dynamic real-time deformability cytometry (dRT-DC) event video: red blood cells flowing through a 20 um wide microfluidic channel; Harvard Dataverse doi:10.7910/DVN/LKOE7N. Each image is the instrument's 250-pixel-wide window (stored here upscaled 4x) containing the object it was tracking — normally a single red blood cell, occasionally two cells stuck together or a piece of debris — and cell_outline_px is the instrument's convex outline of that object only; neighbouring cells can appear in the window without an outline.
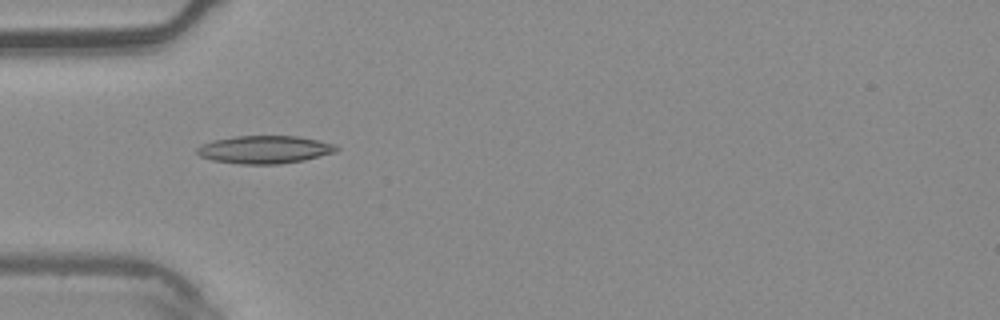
{"species": "common noctule bat (a hibernating species)", "species_latin": "Nyctalus noctula", "temperature_condition": "warm", "stored_images_in_passage": 6, "camera_frame_rate_fps": 3000, "um_per_image_px": 0.085, "animal": {"sex": "male", "body_mass_g": 20.4}, "frame": {"image": 1, "passage_image": 5, "time_ms": 1.333, "image_size_px": [1000, 320], "cell_outline_px": [[340, 148], [336, 152], [304, 160], [280, 164], [240, 164], [212, 160], [200, 156], [196, 152], [196, 148], [200, 144], [212, 140], [232, 136], [300, 136], [336, 144]], "centroid_in_image_um": [22.49, 12.7], "position_along_channel_um": 62.5, "area_um2": 22.89}}